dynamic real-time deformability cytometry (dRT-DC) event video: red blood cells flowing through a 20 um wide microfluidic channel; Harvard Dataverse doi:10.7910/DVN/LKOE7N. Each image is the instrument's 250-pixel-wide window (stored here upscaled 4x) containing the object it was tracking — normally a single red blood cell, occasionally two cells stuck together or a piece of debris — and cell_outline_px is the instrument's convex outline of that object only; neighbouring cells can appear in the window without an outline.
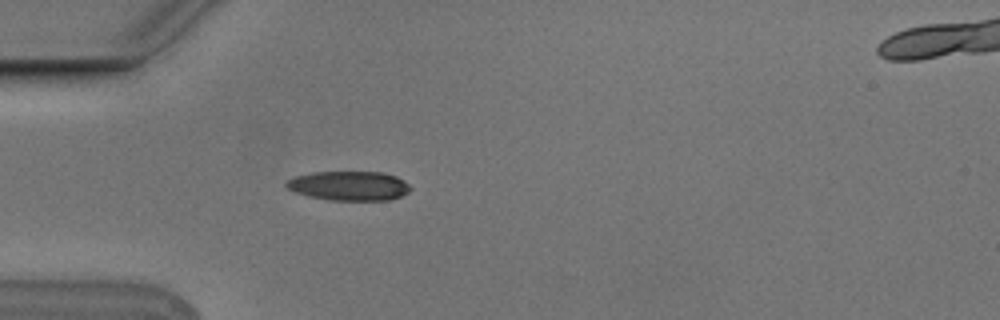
{"species": "Egyptian fruit bat (a non-hibernating species)", "species_latin": "Rousettus aegyptiacus", "temperature_condition": "cold", "stored_images_in_passage": 39, "camera_frame_rate_fps": 3000, "um_per_image_px": 0.085, "animal": {"sex": "male"}, "frame": {"image": 1, "passage_image": 10, "time_ms": 3.0, "image_size_px": [1000, 320], "cell_outline_px": [[412, 188], [408, 192], [400, 196], [388, 200], [328, 200], [308, 196], [296, 192], [288, 188], [284, 184], [288, 180], [296, 176], [312, 172], [380, 172], [396, 176], [404, 180]], "centroid_in_image_um": [29.68, 15.79], "position_along_channel_um": 55.3, "area_um2": 21.15}}
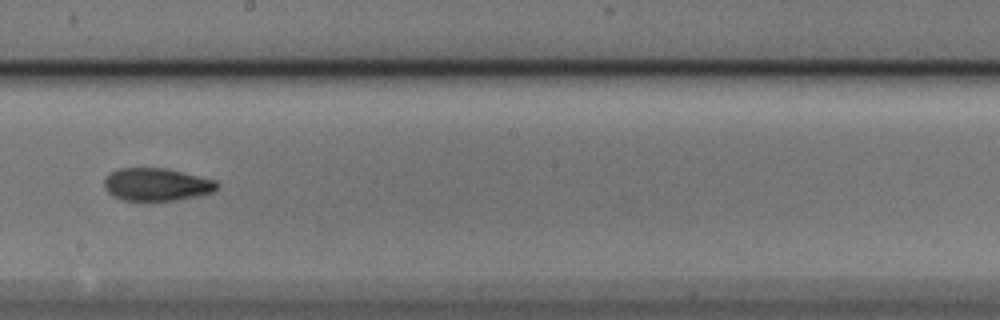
{"frame": {"image": 2, "passage_image": 25, "time_ms": 8.0, "image_size_px": [1000, 320], "cell_outline_px": [[220, 184], [212, 192], [200, 196], [176, 200], [124, 200], [112, 196], [104, 188], [104, 180], [112, 172], [120, 168], [164, 168], [216, 180]], "centroid_in_image_um": [13.32, 15.68], "position_along_channel_um": 234.9, "area_um2": 21.39}}
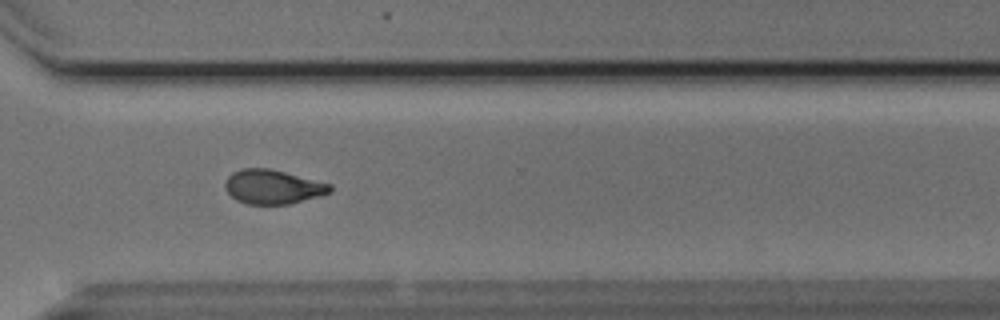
{"frame": {"image": 3, "passage_image": 34, "time_ms": 11.0, "image_size_px": [1000, 320], "cell_outline_px": [[332, 192], [288, 204], [248, 204], [236, 200], [224, 188], [224, 184], [228, 176], [232, 172], [244, 168], [268, 168], [332, 184]], "centroid_in_image_um": [23.17, 15.88], "position_along_channel_um": 347.4, "area_um2": 20.75}}